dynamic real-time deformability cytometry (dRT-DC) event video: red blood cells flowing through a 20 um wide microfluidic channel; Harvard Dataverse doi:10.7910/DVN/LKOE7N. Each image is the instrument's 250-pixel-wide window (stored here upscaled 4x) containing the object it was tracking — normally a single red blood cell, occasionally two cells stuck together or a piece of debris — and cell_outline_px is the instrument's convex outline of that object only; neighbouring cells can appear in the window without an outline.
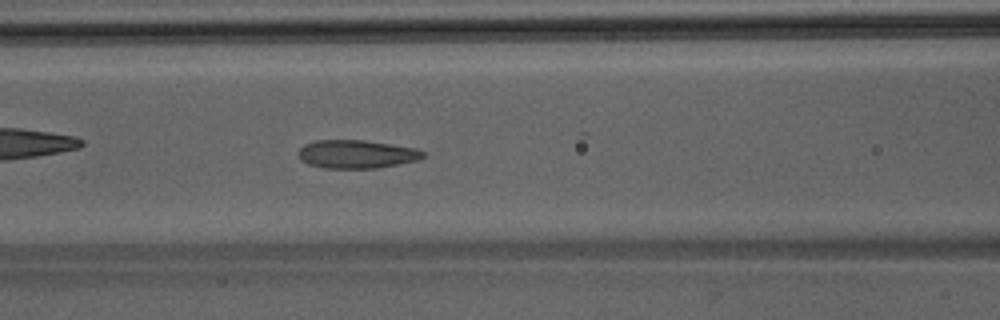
{"species": "Egyptian fruit bat (a non-hibernating species)", "species_latin": "Rousettus aegyptiacus", "temperature_condition": "room temperature", "stored_images_in_passage": 32, "camera_frame_rate_fps": 3000, "um_per_image_px": 0.085, "animal": {"sex": "male"}, "frame": {"image": 1, "passage_image": 14, "time_ms": 4.333, "image_size_px": [1000, 320], "cell_outline_px": [[424, 156], [420, 160], [376, 168], [324, 168], [308, 164], [300, 160], [296, 152], [304, 144], [316, 140], [364, 140], [416, 148], [424, 152]], "centroid_in_image_um": [30.27, 13.1], "position_along_channel_um": 136.3, "area_um2": 20.69}}